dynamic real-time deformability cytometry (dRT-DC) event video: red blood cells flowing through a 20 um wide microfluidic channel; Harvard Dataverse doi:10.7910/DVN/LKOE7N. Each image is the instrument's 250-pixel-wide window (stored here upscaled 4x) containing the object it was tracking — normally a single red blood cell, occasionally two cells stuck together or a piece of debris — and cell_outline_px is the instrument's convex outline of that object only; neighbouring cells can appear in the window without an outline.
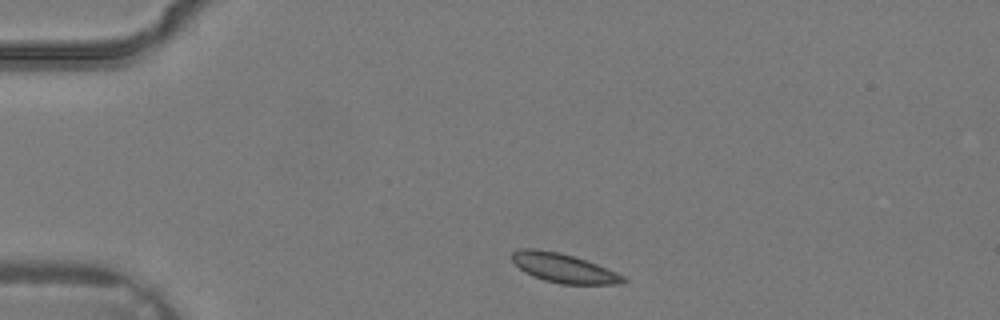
{"species": "common noctule bat (a hibernating species)", "species_latin": "Nyctalus noctula", "temperature_condition": "warm", "stored_images_in_passage": 4, "camera_frame_rate_fps": 3000, "um_per_image_px": 0.085, "animal": {"sex": "male", "body_mass_g": 19.2, "forearm_length_mm": 51.8}, "frame": {"image": 1, "passage_image": 1, "time_ms": 0.0, "image_size_px": [1000, 320], "cell_outline_px": [[628, 280], [620, 284], [560, 284], [544, 280], [524, 272], [512, 260], [512, 252], [520, 248], [536, 248], [560, 252], [576, 256], [616, 272], [624, 276]], "centroid_in_image_um": [47.9, 22.77], "position_along_channel_um": 37.1, "area_um2": 18.96}}
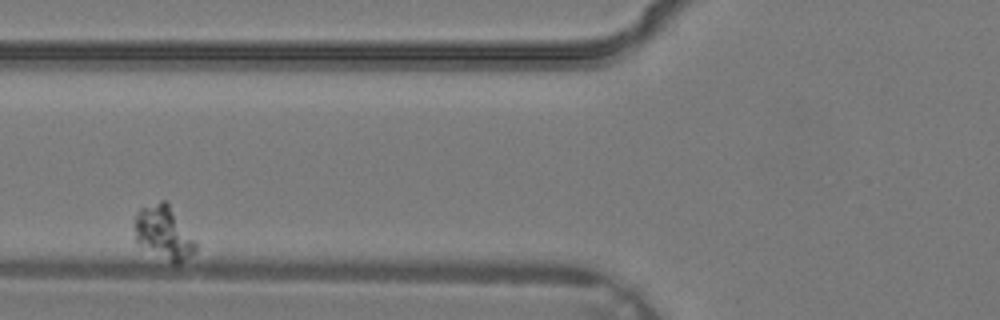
{"frame": {"image": 2, "passage_image": 4, "time_ms": 1.0, "image_size_px": [1000, 320], "cell_outline_px": [[196, 252], [180, 264], [172, 264], [140, 244], [136, 240], [136, 212], [140, 208], [160, 200], [164, 200], [168, 204], [196, 240]], "centroid_in_image_um": [13.96, 19.8], "position_along_channel_um": 111.8, "area_um2": 18.73}}